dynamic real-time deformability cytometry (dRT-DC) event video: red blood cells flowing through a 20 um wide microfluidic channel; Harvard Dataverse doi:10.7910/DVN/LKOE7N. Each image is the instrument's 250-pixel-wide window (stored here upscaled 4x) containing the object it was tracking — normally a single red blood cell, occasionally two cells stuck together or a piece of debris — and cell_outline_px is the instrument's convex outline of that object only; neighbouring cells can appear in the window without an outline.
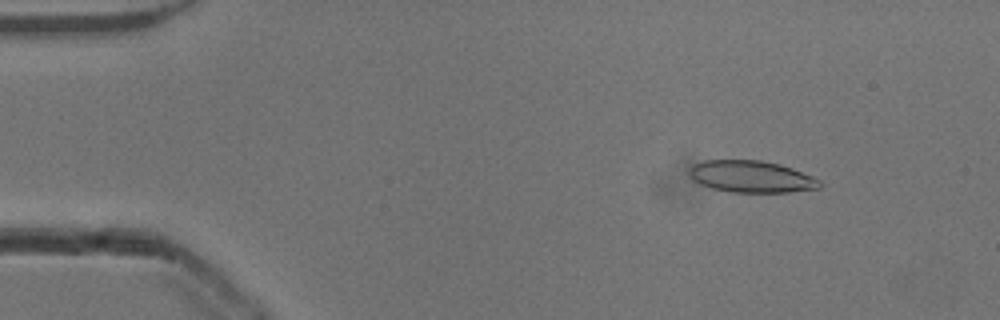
{"species": "common noctule bat (a hibernating species)", "species_latin": "Nyctalus noctula", "temperature_condition": "cold", "stored_images_in_passage": 53, "camera_frame_rate_fps": 3000, "um_per_image_px": 0.085, "animal": {"sex": "male", "body_mass_g": 13.3}, "frame": {"image": 1, "passage_image": 7, "time_ms": 2.0, "image_size_px": [1000, 320], "cell_outline_px": [[824, 184], [820, 188], [788, 192], [732, 192], [712, 188], [700, 184], [692, 180], [688, 172], [688, 168], [692, 164], [704, 160], [760, 160], [780, 164], [792, 168], [812, 176], [820, 180]], "centroid_in_image_um": [63.85, 15.01], "position_along_channel_um": 21.2, "area_um2": 24.39}}
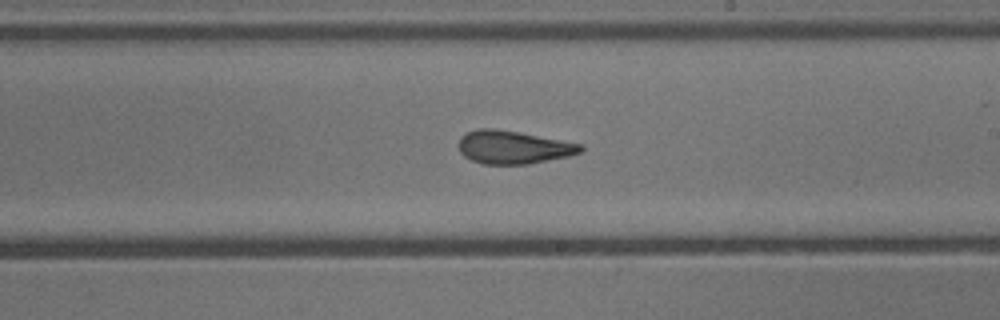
{"frame": {"image": 2, "passage_image": 31, "time_ms": 10.0, "image_size_px": [1000, 320], "cell_outline_px": [[584, 148], [580, 152], [568, 156], [528, 164], [484, 164], [472, 160], [464, 156], [460, 152], [456, 144], [460, 136], [464, 132], [476, 128], [496, 128], [520, 132], [584, 144]], "centroid_in_image_um": [43.58, 12.49], "position_along_channel_um": 245.4, "area_um2": 23.93}}
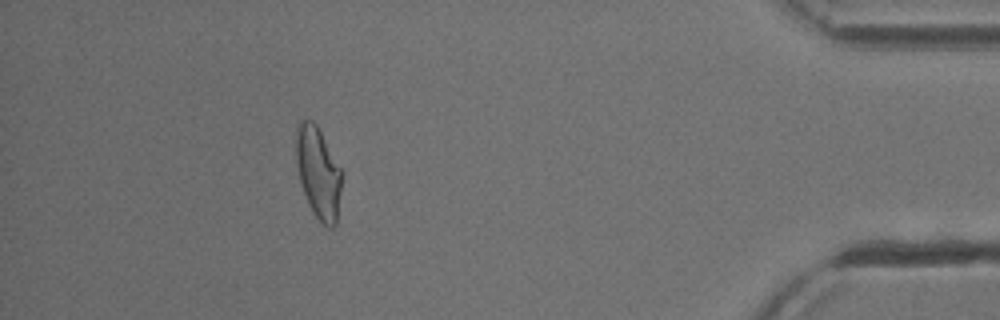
{"frame": {"image": 3, "passage_image": 48, "time_ms": 15.667, "image_size_px": [1000, 320], "cell_outline_px": [[340, 192], [336, 224], [332, 228], [328, 228], [312, 212], [308, 204], [300, 184], [296, 160], [296, 124], [300, 120], [312, 120], [316, 124], [340, 168]], "centroid_in_image_um": [27.01, 14.67], "position_along_channel_um": 408.2, "area_um2": 23.99}, "authors_computed_cell_mechanics": {"area_um2": 23.987, "velocity_mm_per_s": 3.8569, "shape_relaxation_time_tau1_ms": 7.8666, "shape_relaxation_time_tau2_ms": 1.7872, "deformation_change_tau1": 0.2003, "deformation_change_tau2": 0.1049}}